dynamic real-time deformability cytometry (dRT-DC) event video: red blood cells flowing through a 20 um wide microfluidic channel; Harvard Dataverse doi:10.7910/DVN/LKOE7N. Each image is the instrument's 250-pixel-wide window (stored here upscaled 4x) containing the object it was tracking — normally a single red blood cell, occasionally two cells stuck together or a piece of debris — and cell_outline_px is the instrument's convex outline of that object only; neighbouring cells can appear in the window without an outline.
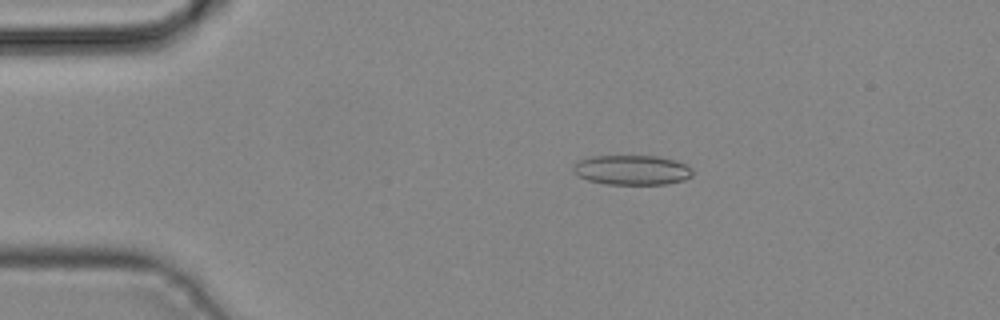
{"species": "common noctule bat (a hibernating species)", "species_latin": "Nyctalus noctula", "temperature_condition": "cold", "stored_images_in_passage": 40, "camera_frame_rate_fps": 3000, "um_per_image_px": 0.085, "animal": {"sex": "male", "body_mass_g": 19.2, "forearm_length_mm": 51.8}, "frame": {"image": 1, "passage_image": 5, "time_ms": 1.333, "image_size_px": [1000, 320], "cell_outline_px": [[692, 176], [684, 180], [668, 184], [608, 184], [588, 180], [576, 176], [572, 172], [572, 164], [576, 160], [592, 156], [656, 156], [676, 160], [692, 168]], "centroid_in_image_um": [53.66, 14.45], "position_along_channel_um": 31.3, "area_um2": 20.98}}
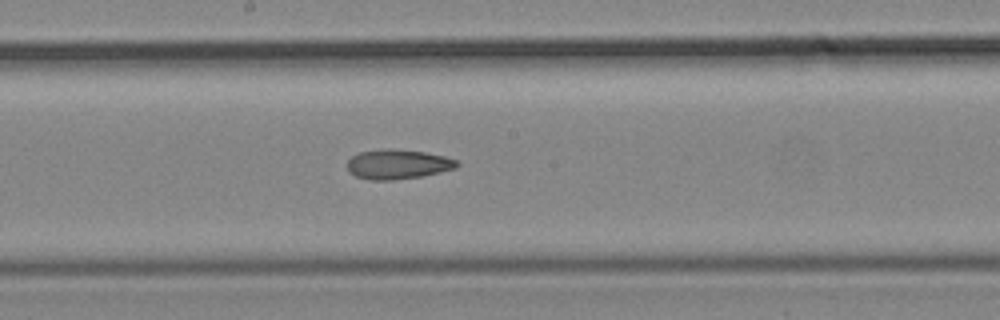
{"frame": {"image": 2, "passage_image": 20, "time_ms": 6.333, "image_size_px": [1000, 320], "cell_outline_px": [[460, 164], [456, 168], [440, 172], [420, 176], [392, 180], [372, 180], [356, 176], [348, 172], [348, 160], [352, 156], [360, 152], [388, 148], [424, 152], [444, 156], [456, 160]], "centroid_in_image_um": [33.8, 13.96], "position_along_channel_um": 214.4, "area_um2": 18.79}}
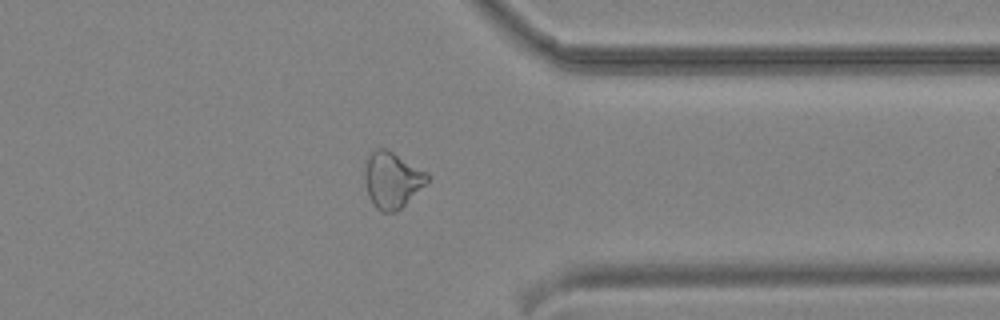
{"frame": {"image": 3, "passage_image": 31, "time_ms": 10.0, "image_size_px": [1000, 320], "cell_outline_px": [[428, 180], [396, 212], [380, 212], [372, 204], [368, 196], [364, 180], [364, 160], [376, 148], [388, 148], [428, 172]], "centroid_in_image_um": [33.27, 15.26], "position_along_channel_um": 378.1, "area_um2": 20.63}}